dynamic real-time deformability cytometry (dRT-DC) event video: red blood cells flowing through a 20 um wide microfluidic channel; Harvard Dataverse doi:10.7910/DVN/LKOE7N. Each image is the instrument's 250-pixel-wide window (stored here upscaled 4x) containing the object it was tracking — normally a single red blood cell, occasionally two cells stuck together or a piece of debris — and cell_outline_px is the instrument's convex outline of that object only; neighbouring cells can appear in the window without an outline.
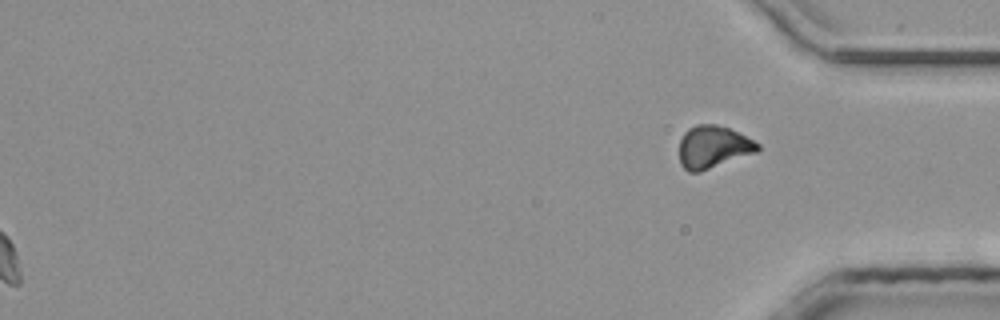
{"species": "common noctule bat (a hibernating species)", "species_latin": "Nyctalus noctula", "temperature_condition": "room temperature", "stored_images_in_passage": 34, "segment_of_instrument_passage": [2, 2], "camera_frame_rate_fps": 3000, "um_per_image_px": 0.085, "animal": {"sex": "male", "body_mass_g": 20.4}, "frame": {"image": 1, "passage_image": 34, "time_ms": 11.0, "image_size_px": [1000, 320], "cell_outline_px": [[760, 148], [756, 152], [700, 172], [688, 172], [680, 164], [680, 140], [684, 132], [688, 128], [696, 124], [716, 124], [728, 128], [760, 144]], "centroid_in_image_um": [60.58, 12.49], "position_along_channel_um": 374.6, "area_um2": 19.25}}